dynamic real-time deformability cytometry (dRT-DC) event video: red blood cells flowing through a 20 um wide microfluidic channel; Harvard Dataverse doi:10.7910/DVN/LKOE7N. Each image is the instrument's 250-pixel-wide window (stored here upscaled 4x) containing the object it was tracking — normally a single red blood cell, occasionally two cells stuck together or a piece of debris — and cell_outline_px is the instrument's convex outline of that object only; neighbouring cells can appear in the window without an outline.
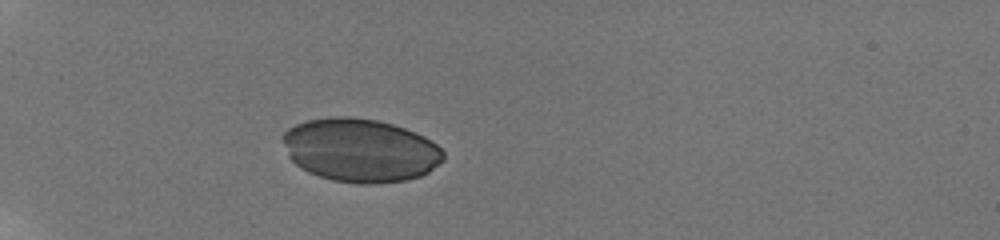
{"species": "human", "species_latin": "Homo sapiens", "temperature_condition": "room temperature", "stored_images_in_passage": 12, "camera_frame_rate_fps": 3000, "um_per_image_px": 0.085, "donor": {"sex": "male"}, "frame": {"image": 1, "passage_image": 1, "time_ms": 0.0, "image_size_px": [1000, 240], "cell_outline_px": [[444, 160], [428, 172], [420, 176], [408, 180], [376, 184], [356, 184], [332, 180], [308, 172], [300, 168], [288, 156], [280, 136], [288, 128], [304, 120], [328, 116], [348, 116], [376, 120], [392, 124], [416, 132], [424, 136], [436, 144], [444, 152]], "centroid_in_image_um": [30.6, 12.77], "position_along_channel_um": 54.4, "area_um2": 59.94}}